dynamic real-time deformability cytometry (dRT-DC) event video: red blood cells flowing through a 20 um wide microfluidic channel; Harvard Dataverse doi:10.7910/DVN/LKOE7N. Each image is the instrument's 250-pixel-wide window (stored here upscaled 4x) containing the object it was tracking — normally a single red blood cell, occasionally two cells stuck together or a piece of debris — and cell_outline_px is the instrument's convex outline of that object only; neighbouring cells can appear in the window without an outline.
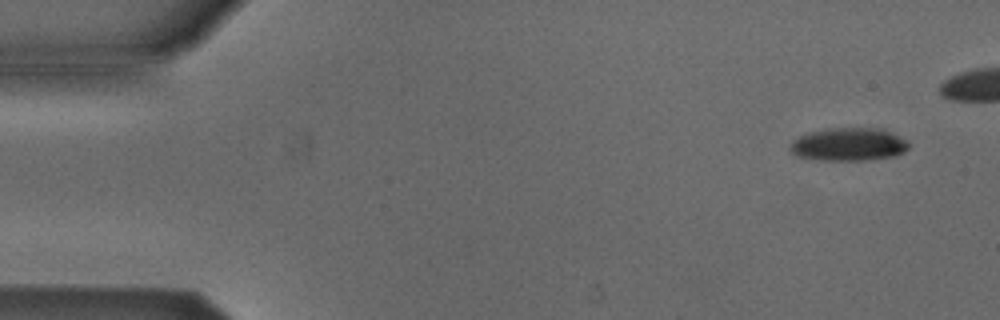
{"species": "Egyptian fruit bat (a non-hibernating species)", "species_latin": "Rousettus aegyptiacus", "temperature_condition": "cold", "stored_images_in_passage": 6, "camera_frame_rate_fps": 3000, "um_per_image_px": 0.085, "animal": {"sex": "male"}, "frame": {"image": 1, "passage_image": 1, "time_ms": 0.0, "image_size_px": [1000, 320], "cell_outline_px": [[908, 148], [904, 152], [892, 156], [864, 160], [816, 160], [796, 156], [792, 152], [792, 140], [808, 132], [828, 128], [884, 128], [904, 140], [908, 144]], "centroid_in_image_um": [72.11, 12.27], "position_along_channel_um": 12.9, "area_um2": 22.66}}
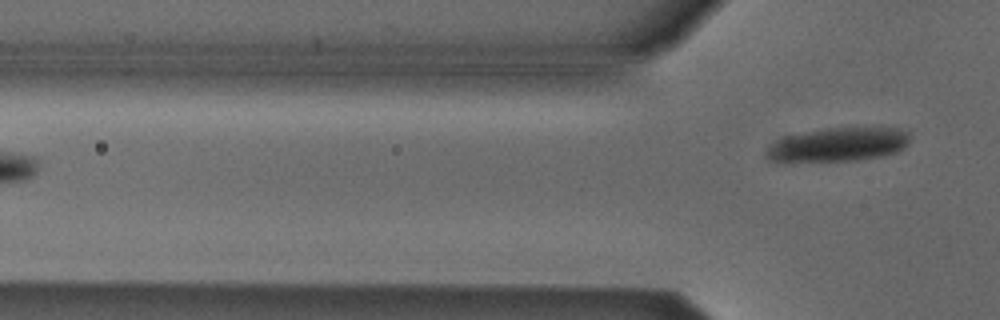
{"frame": {"image": 2, "passage_image": 6, "time_ms": 1.667, "image_size_px": [1000, 320], "cell_outline_px": [[908, 144], [904, 148], [896, 152], [884, 156], [856, 160], [772, 160], [768, 156], [768, 152], [772, 144], [784, 136], [824, 128], [896, 128], [908, 132]], "centroid_in_image_um": [71.34, 12.27], "position_along_channel_um": 54.5, "area_um2": 27.46}}